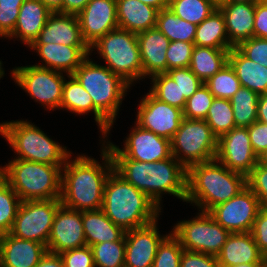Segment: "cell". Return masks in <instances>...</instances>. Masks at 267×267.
Listing matches in <instances>:
<instances>
[{
  "label": "cell",
  "mask_w": 267,
  "mask_h": 267,
  "mask_svg": "<svg viewBox=\"0 0 267 267\" xmlns=\"http://www.w3.org/2000/svg\"><path fill=\"white\" fill-rule=\"evenodd\" d=\"M253 37L267 39V0L255 2Z\"/></svg>",
  "instance_id": "cell-52"
},
{
  "label": "cell",
  "mask_w": 267,
  "mask_h": 267,
  "mask_svg": "<svg viewBox=\"0 0 267 267\" xmlns=\"http://www.w3.org/2000/svg\"><path fill=\"white\" fill-rule=\"evenodd\" d=\"M166 73L178 84L181 96L186 99L190 98L204 84L189 67L171 69Z\"/></svg>",
  "instance_id": "cell-45"
},
{
  "label": "cell",
  "mask_w": 267,
  "mask_h": 267,
  "mask_svg": "<svg viewBox=\"0 0 267 267\" xmlns=\"http://www.w3.org/2000/svg\"><path fill=\"white\" fill-rule=\"evenodd\" d=\"M150 89L148 90L159 101L167 103L179 109H184L186 98L181 96L178 84L167 73L152 76Z\"/></svg>",
  "instance_id": "cell-37"
},
{
  "label": "cell",
  "mask_w": 267,
  "mask_h": 267,
  "mask_svg": "<svg viewBox=\"0 0 267 267\" xmlns=\"http://www.w3.org/2000/svg\"><path fill=\"white\" fill-rule=\"evenodd\" d=\"M120 267H130V266H128V265H126V264H123V265H121Z\"/></svg>",
  "instance_id": "cell-63"
},
{
  "label": "cell",
  "mask_w": 267,
  "mask_h": 267,
  "mask_svg": "<svg viewBox=\"0 0 267 267\" xmlns=\"http://www.w3.org/2000/svg\"><path fill=\"white\" fill-rule=\"evenodd\" d=\"M260 0H219L218 2H233V3H239V2H258Z\"/></svg>",
  "instance_id": "cell-60"
},
{
  "label": "cell",
  "mask_w": 267,
  "mask_h": 267,
  "mask_svg": "<svg viewBox=\"0 0 267 267\" xmlns=\"http://www.w3.org/2000/svg\"><path fill=\"white\" fill-rule=\"evenodd\" d=\"M35 267H64L60 254L46 252Z\"/></svg>",
  "instance_id": "cell-53"
},
{
  "label": "cell",
  "mask_w": 267,
  "mask_h": 267,
  "mask_svg": "<svg viewBox=\"0 0 267 267\" xmlns=\"http://www.w3.org/2000/svg\"><path fill=\"white\" fill-rule=\"evenodd\" d=\"M52 12L40 0H25L19 11L16 26L6 39L20 40L30 47L39 36Z\"/></svg>",
  "instance_id": "cell-26"
},
{
  "label": "cell",
  "mask_w": 267,
  "mask_h": 267,
  "mask_svg": "<svg viewBox=\"0 0 267 267\" xmlns=\"http://www.w3.org/2000/svg\"><path fill=\"white\" fill-rule=\"evenodd\" d=\"M217 6L215 0H169L168 8L180 19L199 25Z\"/></svg>",
  "instance_id": "cell-35"
},
{
  "label": "cell",
  "mask_w": 267,
  "mask_h": 267,
  "mask_svg": "<svg viewBox=\"0 0 267 267\" xmlns=\"http://www.w3.org/2000/svg\"><path fill=\"white\" fill-rule=\"evenodd\" d=\"M259 94L246 87H240L230 98L236 127H249L257 121Z\"/></svg>",
  "instance_id": "cell-34"
},
{
  "label": "cell",
  "mask_w": 267,
  "mask_h": 267,
  "mask_svg": "<svg viewBox=\"0 0 267 267\" xmlns=\"http://www.w3.org/2000/svg\"><path fill=\"white\" fill-rule=\"evenodd\" d=\"M204 84L215 98L223 99L232 98L239 88L242 87L234 69L229 63L205 81Z\"/></svg>",
  "instance_id": "cell-39"
},
{
  "label": "cell",
  "mask_w": 267,
  "mask_h": 267,
  "mask_svg": "<svg viewBox=\"0 0 267 267\" xmlns=\"http://www.w3.org/2000/svg\"><path fill=\"white\" fill-rule=\"evenodd\" d=\"M60 199L21 201L9 234L47 246Z\"/></svg>",
  "instance_id": "cell-12"
},
{
  "label": "cell",
  "mask_w": 267,
  "mask_h": 267,
  "mask_svg": "<svg viewBox=\"0 0 267 267\" xmlns=\"http://www.w3.org/2000/svg\"><path fill=\"white\" fill-rule=\"evenodd\" d=\"M56 43L67 46H88L81 35L78 16L52 12L33 44Z\"/></svg>",
  "instance_id": "cell-24"
},
{
  "label": "cell",
  "mask_w": 267,
  "mask_h": 267,
  "mask_svg": "<svg viewBox=\"0 0 267 267\" xmlns=\"http://www.w3.org/2000/svg\"><path fill=\"white\" fill-rule=\"evenodd\" d=\"M3 63L2 61L0 60V79L4 77L5 75V71H4V68H3Z\"/></svg>",
  "instance_id": "cell-61"
},
{
  "label": "cell",
  "mask_w": 267,
  "mask_h": 267,
  "mask_svg": "<svg viewBox=\"0 0 267 267\" xmlns=\"http://www.w3.org/2000/svg\"><path fill=\"white\" fill-rule=\"evenodd\" d=\"M247 128L253 151L258 157L267 149V124L256 121Z\"/></svg>",
  "instance_id": "cell-51"
},
{
  "label": "cell",
  "mask_w": 267,
  "mask_h": 267,
  "mask_svg": "<svg viewBox=\"0 0 267 267\" xmlns=\"http://www.w3.org/2000/svg\"><path fill=\"white\" fill-rule=\"evenodd\" d=\"M0 135L12 148L16 159L64 166L66 159L72 154L66 146L55 142L27 119L2 121Z\"/></svg>",
  "instance_id": "cell-6"
},
{
  "label": "cell",
  "mask_w": 267,
  "mask_h": 267,
  "mask_svg": "<svg viewBox=\"0 0 267 267\" xmlns=\"http://www.w3.org/2000/svg\"><path fill=\"white\" fill-rule=\"evenodd\" d=\"M38 54L42 64L34 65L72 75L90 55L88 46H67L63 44H32L29 47Z\"/></svg>",
  "instance_id": "cell-20"
},
{
  "label": "cell",
  "mask_w": 267,
  "mask_h": 267,
  "mask_svg": "<svg viewBox=\"0 0 267 267\" xmlns=\"http://www.w3.org/2000/svg\"><path fill=\"white\" fill-rule=\"evenodd\" d=\"M118 27L138 34L156 27L159 10L139 0H116Z\"/></svg>",
  "instance_id": "cell-28"
},
{
  "label": "cell",
  "mask_w": 267,
  "mask_h": 267,
  "mask_svg": "<svg viewBox=\"0 0 267 267\" xmlns=\"http://www.w3.org/2000/svg\"><path fill=\"white\" fill-rule=\"evenodd\" d=\"M194 45L215 49L233 48L226 33L224 16L218 8L197 25Z\"/></svg>",
  "instance_id": "cell-32"
},
{
  "label": "cell",
  "mask_w": 267,
  "mask_h": 267,
  "mask_svg": "<svg viewBox=\"0 0 267 267\" xmlns=\"http://www.w3.org/2000/svg\"><path fill=\"white\" fill-rule=\"evenodd\" d=\"M246 186L244 175L229 170L217 159L196 163L187 168L185 202L209 212Z\"/></svg>",
  "instance_id": "cell-3"
},
{
  "label": "cell",
  "mask_w": 267,
  "mask_h": 267,
  "mask_svg": "<svg viewBox=\"0 0 267 267\" xmlns=\"http://www.w3.org/2000/svg\"><path fill=\"white\" fill-rule=\"evenodd\" d=\"M51 12L63 13L64 0H40Z\"/></svg>",
  "instance_id": "cell-56"
},
{
  "label": "cell",
  "mask_w": 267,
  "mask_h": 267,
  "mask_svg": "<svg viewBox=\"0 0 267 267\" xmlns=\"http://www.w3.org/2000/svg\"><path fill=\"white\" fill-rule=\"evenodd\" d=\"M250 233L259 251L267 257V208H260Z\"/></svg>",
  "instance_id": "cell-49"
},
{
  "label": "cell",
  "mask_w": 267,
  "mask_h": 267,
  "mask_svg": "<svg viewBox=\"0 0 267 267\" xmlns=\"http://www.w3.org/2000/svg\"><path fill=\"white\" fill-rule=\"evenodd\" d=\"M95 267H120L125 260V237L91 245Z\"/></svg>",
  "instance_id": "cell-40"
},
{
  "label": "cell",
  "mask_w": 267,
  "mask_h": 267,
  "mask_svg": "<svg viewBox=\"0 0 267 267\" xmlns=\"http://www.w3.org/2000/svg\"><path fill=\"white\" fill-rule=\"evenodd\" d=\"M246 185L257 196L260 206L267 208V166L257 162L246 177Z\"/></svg>",
  "instance_id": "cell-46"
},
{
  "label": "cell",
  "mask_w": 267,
  "mask_h": 267,
  "mask_svg": "<svg viewBox=\"0 0 267 267\" xmlns=\"http://www.w3.org/2000/svg\"><path fill=\"white\" fill-rule=\"evenodd\" d=\"M228 63L242 87L258 94L267 93V67L245 57L236 47L229 52Z\"/></svg>",
  "instance_id": "cell-29"
},
{
  "label": "cell",
  "mask_w": 267,
  "mask_h": 267,
  "mask_svg": "<svg viewBox=\"0 0 267 267\" xmlns=\"http://www.w3.org/2000/svg\"><path fill=\"white\" fill-rule=\"evenodd\" d=\"M101 162L85 154H72L66 159L61 170V197L63 206L78 210L90 211L102 208L104 185L114 169L109 150L102 144Z\"/></svg>",
  "instance_id": "cell-1"
},
{
  "label": "cell",
  "mask_w": 267,
  "mask_h": 267,
  "mask_svg": "<svg viewBox=\"0 0 267 267\" xmlns=\"http://www.w3.org/2000/svg\"><path fill=\"white\" fill-rule=\"evenodd\" d=\"M77 16L82 38L89 48L118 28L116 0H90Z\"/></svg>",
  "instance_id": "cell-19"
},
{
  "label": "cell",
  "mask_w": 267,
  "mask_h": 267,
  "mask_svg": "<svg viewBox=\"0 0 267 267\" xmlns=\"http://www.w3.org/2000/svg\"><path fill=\"white\" fill-rule=\"evenodd\" d=\"M225 20L226 33L232 47L253 37L255 2H217Z\"/></svg>",
  "instance_id": "cell-23"
},
{
  "label": "cell",
  "mask_w": 267,
  "mask_h": 267,
  "mask_svg": "<svg viewBox=\"0 0 267 267\" xmlns=\"http://www.w3.org/2000/svg\"><path fill=\"white\" fill-rule=\"evenodd\" d=\"M24 1L0 0V38H7L13 32Z\"/></svg>",
  "instance_id": "cell-44"
},
{
  "label": "cell",
  "mask_w": 267,
  "mask_h": 267,
  "mask_svg": "<svg viewBox=\"0 0 267 267\" xmlns=\"http://www.w3.org/2000/svg\"><path fill=\"white\" fill-rule=\"evenodd\" d=\"M62 168L14 158L0 165V175L21 201L60 199Z\"/></svg>",
  "instance_id": "cell-5"
},
{
  "label": "cell",
  "mask_w": 267,
  "mask_h": 267,
  "mask_svg": "<svg viewBox=\"0 0 267 267\" xmlns=\"http://www.w3.org/2000/svg\"><path fill=\"white\" fill-rule=\"evenodd\" d=\"M143 79L167 72L166 51L170 40L157 28L137 34Z\"/></svg>",
  "instance_id": "cell-25"
},
{
  "label": "cell",
  "mask_w": 267,
  "mask_h": 267,
  "mask_svg": "<svg viewBox=\"0 0 267 267\" xmlns=\"http://www.w3.org/2000/svg\"><path fill=\"white\" fill-rule=\"evenodd\" d=\"M156 27L170 42H194L197 25L180 19L170 8H165L158 12Z\"/></svg>",
  "instance_id": "cell-33"
},
{
  "label": "cell",
  "mask_w": 267,
  "mask_h": 267,
  "mask_svg": "<svg viewBox=\"0 0 267 267\" xmlns=\"http://www.w3.org/2000/svg\"><path fill=\"white\" fill-rule=\"evenodd\" d=\"M21 200L0 175V236L10 232Z\"/></svg>",
  "instance_id": "cell-38"
},
{
  "label": "cell",
  "mask_w": 267,
  "mask_h": 267,
  "mask_svg": "<svg viewBox=\"0 0 267 267\" xmlns=\"http://www.w3.org/2000/svg\"><path fill=\"white\" fill-rule=\"evenodd\" d=\"M236 48L249 60L267 67V39L252 37Z\"/></svg>",
  "instance_id": "cell-47"
},
{
  "label": "cell",
  "mask_w": 267,
  "mask_h": 267,
  "mask_svg": "<svg viewBox=\"0 0 267 267\" xmlns=\"http://www.w3.org/2000/svg\"><path fill=\"white\" fill-rule=\"evenodd\" d=\"M218 138L205 120L184 118L171 140V153L186 169L216 159Z\"/></svg>",
  "instance_id": "cell-9"
},
{
  "label": "cell",
  "mask_w": 267,
  "mask_h": 267,
  "mask_svg": "<svg viewBox=\"0 0 267 267\" xmlns=\"http://www.w3.org/2000/svg\"><path fill=\"white\" fill-rule=\"evenodd\" d=\"M90 0H64L63 13L78 15Z\"/></svg>",
  "instance_id": "cell-54"
},
{
  "label": "cell",
  "mask_w": 267,
  "mask_h": 267,
  "mask_svg": "<svg viewBox=\"0 0 267 267\" xmlns=\"http://www.w3.org/2000/svg\"><path fill=\"white\" fill-rule=\"evenodd\" d=\"M257 121L267 124V93L259 94Z\"/></svg>",
  "instance_id": "cell-55"
},
{
  "label": "cell",
  "mask_w": 267,
  "mask_h": 267,
  "mask_svg": "<svg viewBox=\"0 0 267 267\" xmlns=\"http://www.w3.org/2000/svg\"><path fill=\"white\" fill-rule=\"evenodd\" d=\"M101 210L125 232L143 227L160 217L162 211L141 190L114 169L106 179Z\"/></svg>",
  "instance_id": "cell-4"
},
{
  "label": "cell",
  "mask_w": 267,
  "mask_h": 267,
  "mask_svg": "<svg viewBox=\"0 0 267 267\" xmlns=\"http://www.w3.org/2000/svg\"><path fill=\"white\" fill-rule=\"evenodd\" d=\"M46 245L15 237L0 236V267H35L47 252Z\"/></svg>",
  "instance_id": "cell-22"
},
{
  "label": "cell",
  "mask_w": 267,
  "mask_h": 267,
  "mask_svg": "<svg viewBox=\"0 0 267 267\" xmlns=\"http://www.w3.org/2000/svg\"><path fill=\"white\" fill-rule=\"evenodd\" d=\"M124 140L122 148L113 144L108 140V137L106 139L102 137L100 141L109 150L112 159L154 162L162 161L172 156L170 140L145 130L136 123Z\"/></svg>",
  "instance_id": "cell-13"
},
{
  "label": "cell",
  "mask_w": 267,
  "mask_h": 267,
  "mask_svg": "<svg viewBox=\"0 0 267 267\" xmlns=\"http://www.w3.org/2000/svg\"><path fill=\"white\" fill-rule=\"evenodd\" d=\"M60 109L76 115L93 113L96 125L98 124V129L102 133L101 138L109 137L113 124L93 105L90 94L73 75L65 78Z\"/></svg>",
  "instance_id": "cell-21"
},
{
  "label": "cell",
  "mask_w": 267,
  "mask_h": 267,
  "mask_svg": "<svg viewBox=\"0 0 267 267\" xmlns=\"http://www.w3.org/2000/svg\"><path fill=\"white\" fill-rule=\"evenodd\" d=\"M263 262H256V263H244V264H237L232 266H222V267H262Z\"/></svg>",
  "instance_id": "cell-58"
},
{
  "label": "cell",
  "mask_w": 267,
  "mask_h": 267,
  "mask_svg": "<svg viewBox=\"0 0 267 267\" xmlns=\"http://www.w3.org/2000/svg\"><path fill=\"white\" fill-rule=\"evenodd\" d=\"M220 267L244 263L263 262L264 255L250 232L230 233L216 256Z\"/></svg>",
  "instance_id": "cell-27"
},
{
  "label": "cell",
  "mask_w": 267,
  "mask_h": 267,
  "mask_svg": "<svg viewBox=\"0 0 267 267\" xmlns=\"http://www.w3.org/2000/svg\"><path fill=\"white\" fill-rule=\"evenodd\" d=\"M260 208L259 199L246 186L236 196L213 207L208 213L230 233L251 232Z\"/></svg>",
  "instance_id": "cell-14"
},
{
  "label": "cell",
  "mask_w": 267,
  "mask_h": 267,
  "mask_svg": "<svg viewBox=\"0 0 267 267\" xmlns=\"http://www.w3.org/2000/svg\"><path fill=\"white\" fill-rule=\"evenodd\" d=\"M11 79L45 110L60 109L63 84L67 74L36 65L15 67ZM64 74V75H63Z\"/></svg>",
  "instance_id": "cell-11"
},
{
  "label": "cell",
  "mask_w": 267,
  "mask_h": 267,
  "mask_svg": "<svg viewBox=\"0 0 267 267\" xmlns=\"http://www.w3.org/2000/svg\"><path fill=\"white\" fill-rule=\"evenodd\" d=\"M214 98L208 87L202 84L198 90L186 100V105L183 109L184 118L205 120Z\"/></svg>",
  "instance_id": "cell-42"
},
{
  "label": "cell",
  "mask_w": 267,
  "mask_h": 267,
  "mask_svg": "<svg viewBox=\"0 0 267 267\" xmlns=\"http://www.w3.org/2000/svg\"><path fill=\"white\" fill-rule=\"evenodd\" d=\"M262 267H267V257H264Z\"/></svg>",
  "instance_id": "cell-62"
},
{
  "label": "cell",
  "mask_w": 267,
  "mask_h": 267,
  "mask_svg": "<svg viewBox=\"0 0 267 267\" xmlns=\"http://www.w3.org/2000/svg\"><path fill=\"white\" fill-rule=\"evenodd\" d=\"M89 56L72 74L90 94L93 105L113 124L131 86Z\"/></svg>",
  "instance_id": "cell-7"
},
{
  "label": "cell",
  "mask_w": 267,
  "mask_h": 267,
  "mask_svg": "<svg viewBox=\"0 0 267 267\" xmlns=\"http://www.w3.org/2000/svg\"><path fill=\"white\" fill-rule=\"evenodd\" d=\"M180 267H220V265L216 256L183 250Z\"/></svg>",
  "instance_id": "cell-50"
},
{
  "label": "cell",
  "mask_w": 267,
  "mask_h": 267,
  "mask_svg": "<svg viewBox=\"0 0 267 267\" xmlns=\"http://www.w3.org/2000/svg\"><path fill=\"white\" fill-rule=\"evenodd\" d=\"M230 50L194 46L189 68L202 82H205L228 63Z\"/></svg>",
  "instance_id": "cell-31"
},
{
  "label": "cell",
  "mask_w": 267,
  "mask_h": 267,
  "mask_svg": "<svg viewBox=\"0 0 267 267\" xmlns=\"http://www.w3.org/2000/svg\"><path fill=\"white\" fill-rule=\"evenodd\" d=\"M144 4L150 5L159 11L169 6V0H139Z\"/></svg>",
  "instance_id": "cell-57"
},
{
  "label": "cell",
  "mask_w": 267,
  "mask_h": 267,
  "mask_svg": "<svg viewBox=\"0 0 267 267\" xmlns=\"http://www.w3.org/2000/svg\"><path fill=\"white\" fill-rule=\"evenodd\" d=\"M139 102L134 123L171 141L184 119L183 110L159 101L150 92Z\"/></svg>",
  "instance_id": "cell-15"
},
{
  "label": "cell",
  "mask_w": 267,
  "mask_h": 267,
  "mask_svg": "<svg viewBox=\"0 0 267 267\" xmlns=\"http://www.w3.org/2000/svg\"><path fill=\"white\" fill-rule=\"evenodd\" d=\"M258 163L267 166V149L258 156Z\"/></svg>",
  "instance_id": "cell-59"
},
{
  "label": "cell",
  "mask_w": 267,
  "mask_h": 267,
  "mask_svg": "<svg viewBox=\"0 0 267 267\" xmlns=\"http://www.w3.org/2000/svg\"><path fill=\"white\" fill-rule=\"evenodd\" d=\"M216 159L229 170L247 177L258 162L247 127H234L218 139Z\"/></svg>",
  "instance_id": "cell-16"
},
{
  "label": "cell",
  "mask_w": 267,
  "mask_h": 267,
  "mask_svg": "<svg viewBox=\"0 0 267 267\" xmlns=\"http://www.w3.org/2000/svg\"><path fill=\"white\" fill-rule=\"evenodd\" d=\"M158 220L125 232L124 264L130 267H152L158 245L168 235L160 234Z\"/></svg>",
  "instance_id": "cell-18"
},
{
  "label": "cell",
  "mask_w": 267,
  "mask_h": 267,
  "mask_svg": "<svg viewBox=\"0 0 267 267\" xmlns=\"http://www.w3.org/2000/svg\"><path fill=\"white\" fill-rule=\"evenodd\" d=\"M82 222L88 246L119 241L125 235V231L115 225L101 209L82 211Z\"/></svg>",
  "instance_id": "cell-30"
},
{
  "label": "cell",
  "mask_w": 267,
  "mask_h": 267,
  "mask_svg": "<svg viewBox=\"0 0 267 267\" xmlns=\"http://www.w3.org/2000/svg\"><path fill=\"white\" fill-rule=\"evenodd\" d=\"M60 256L64 267H95L93 253L88 245L66 250L60 253Z\"/></svg>",
  "instance_id": "cell-48"
},
{
  "label": "cell",
  "mask_w": 267,
  "mask_h": 267,
  "mask_svg": "<svg viewBox=\"0 0 267 267\" xmlns=\"http://www.w3.org/2000/svg\"><path fill=\"white\" fill-rule=\"evenodd\" d=\"M105 62V66L119 75L131 87L143 79V68L137 34L116 28L90 47Z\"/></svg>",
  "instance_id": "cell-8"
},
{
  "label": "cell",
  "mask_w": 267,
  "mask_h": 267,
  "mask_svg": "<svg viewBox=\"0 0 267 267\" xmlns=\"http://www.w3.org/2000/svg\"><path fill=\"white\" fill-rule=\"evenodd\" d=\"M190 220H180L171 233L184 250L217 256L230 232L218 224L208 212L199 211Z\"/></svg>",
  "instance_id": "cell-10"
},
{
  "label": "cell",
  "mask_w": 267,
  "mask_h": 267,
  "mask_svg": "<svg viewBox=\"0 0 267 267\" xmlns=\"http://www.w3.org/2000/svg\"><path fill=\"white\" fill-rule=\"evenodd\" d=\"M169 232L158 245L152 267H180L181 255L184 249L179 240L171 231Z\"/></svg>",
  "instance_id": "cell-41"
},
{
  "label": "cell",
  "mask_w": 267,
  "mask_h": 267,
  "mask_svg": "<svg viewBox=\"0 0 267 267\" xmlns=\"http://www.w3.org/2000/svg\"><path fill=\"white\" fill-rule=\"evenodd\" d=\"M205 121L218 139L236 127L230 99L214 98Z\"/></svg>",
  "instance_id": "cell-36"
},
{
  "label": "cell",
  "mask_w": 267,
  "mask_h": 267,
  "mask_svg": "<svg viewBox=\"0 0 267 267\" xmlns=\"http://www.w3.org/2000/svg\"><path fill=\"white\" fill-rule=\"evenodd\" d=\"M194 46V42L171 41L166 51L167 71L189 67Z\"/></svg>",
  "instance_id": "cell-43"
},
{
  "label": "cell",
  "mask_w": 267,
  "mask_h": 267,
  "mask_svg": "<svg viewBox=\"0 0 267 267\" xmlns=\"http://www.w3.org/2000/svg\"><path fill=\"white\" fill-rule=\"evenodd\" d=\"M87 245L82 222V211L61 205L53 221L48 238V252L60 254Z\"/></svg>",
  "instance_id": "cell-17"
},
{
  "label": "cell",
  "mask_w": 267,
  "mask_h": 267,
  "mask_svg": "<svg viewBox=\"0 0 267 267\" xmlns=\"http://www.w3.org/2000/svg\"><path fill=\"white\" fill-rule=\"evenodd\" d=\"M113 164L120 176L145 193L160 210L163 194L185 202L187 169L174 156L154 162L113 159Z\"/></svg>",
  "instance_id": "cell-2"
}]
</instances>
